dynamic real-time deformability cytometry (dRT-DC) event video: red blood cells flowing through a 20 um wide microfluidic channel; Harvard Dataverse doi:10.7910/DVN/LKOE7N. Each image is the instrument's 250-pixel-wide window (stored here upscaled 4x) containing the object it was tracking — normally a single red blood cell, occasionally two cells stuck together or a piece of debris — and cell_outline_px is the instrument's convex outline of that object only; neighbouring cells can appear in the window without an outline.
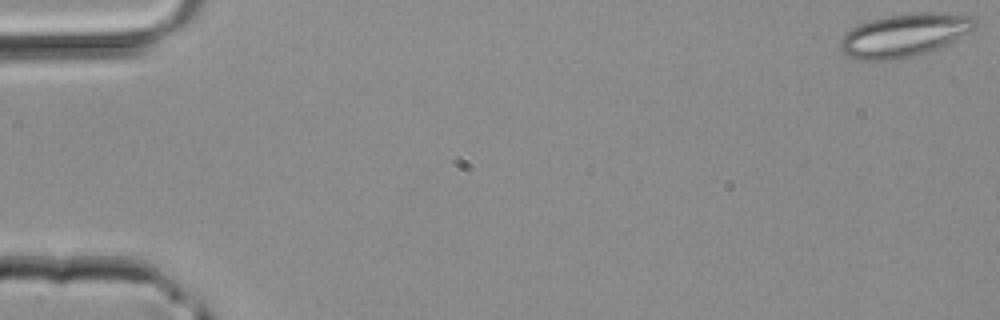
{"species": "common noctule bat (a hibernating species)", "species_latin": "Nyctalus noctula", "temperature_condition": "room temperature", "stored_images_in_passage": 11, "camera_frame_rate_fps": 3000, "um_per_image_px": 0.085, "animal": {"sex": "male", "body_mass_g": 20.4}, "frame": {"image": 1, "passage_image": 1, "time_ms": 0.0, "image_size_px": [1000, 320], "cell_outline_px": [[980, 20], [976, 28], [936, 48], [916, 56], [892, 60], [860, 60], [848, 56], [840, 48], [840, 40], [844, 32], [860, 24], [872, 20], [888, 16], [920, 12], [924, 12], [972, 16]], "centroid_in_image_um": [76.85, 2.99], "position_along_channel_um": 8.1, "area_um2": 33.41}}